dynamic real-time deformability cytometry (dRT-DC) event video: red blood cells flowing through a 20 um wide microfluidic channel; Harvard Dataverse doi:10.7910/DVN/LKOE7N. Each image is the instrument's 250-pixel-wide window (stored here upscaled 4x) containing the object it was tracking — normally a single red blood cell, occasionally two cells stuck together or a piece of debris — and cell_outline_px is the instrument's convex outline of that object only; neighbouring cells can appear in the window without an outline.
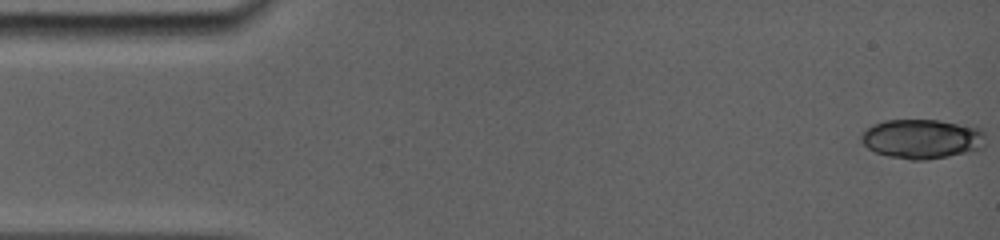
{"species": "common noctule bat (a hibernating species)", "species_latin": "Nyctalus noctula", "temperature_condition": "room temperature", "stored_images_in_passage": 12, "camera_frame_rate_fps": 5000, "um_per_image_px": 0.085, "animal": {"sex": "female", "body_mass_g": 19.0, "forearm_length_mm": 56.7}, "frame": {"image": 1, "passage_image": 1, "time_ms": 0.0, "image_size_px": [1000, 240], "cell_outline_px": [[984, 148], [948, 156], [924, 160], [912, 160], [888, 156], [876, 152], [868, 148], [860, 140], [860, 136], [872, 124], [884, 120], [936, 120], [980, 128], [984, 132]], "centroid_in_image_um": [78.35, 11.8], "position_along_channel_um": 6.6, "area_um2": 28.44}}
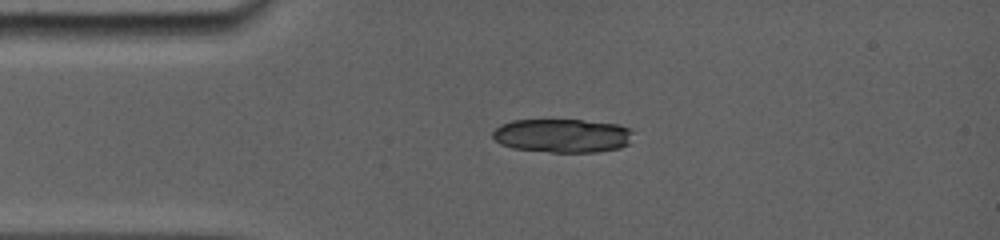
{"frame": {"image": 2, "passage_image": 10, "time_ms": 3.4, "image_size_px": [1000, 240], "cell_outline_px": [[636, 132], [628, 144], [620, 148], [596, 152], [552, 152], [512, 148], [500, 144], [492, 136], [492, 132], [500, 124], [512, 120], [580, 120], [620, 124]], "centroid_in_image_um": [47.83, 11.53], "position_along_channel_um": 37.2, "area_um2": 27.86}}